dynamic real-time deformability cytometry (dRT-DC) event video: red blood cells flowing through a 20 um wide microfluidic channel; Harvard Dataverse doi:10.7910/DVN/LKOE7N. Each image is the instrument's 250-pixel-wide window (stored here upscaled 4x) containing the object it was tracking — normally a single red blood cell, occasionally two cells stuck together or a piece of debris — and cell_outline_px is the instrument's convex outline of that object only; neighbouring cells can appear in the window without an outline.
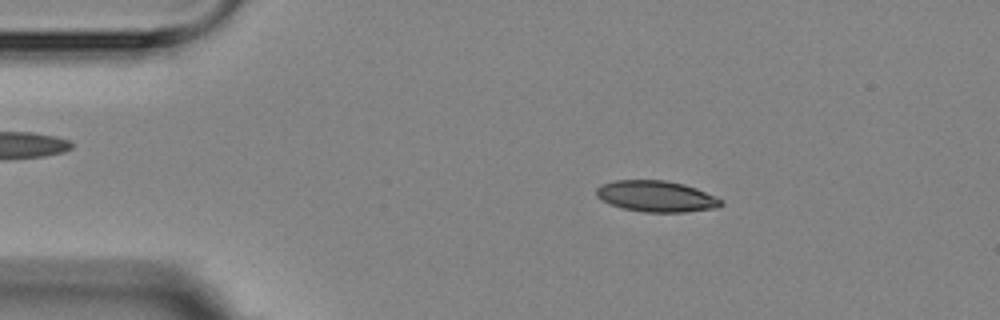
{"species": "Egyptian fruit bat (a non-hibernating species)", "species_latin": "Rousettus aegyptiacus", "temperature_condition": "room temperature", "stored_images_in_passage": 4, "camera_frame_rate_fps": 3000, "um_per_image_px": 0.085, "animal": {"sex": "female"}, "frame": {"image": 1, "passage_image": 3, "time_ms": 3.0, "image_size_px": [1000, 320], "cell_outline_px": [[724, 204], [716, 208], [684, 212], [644, 212], [624, 208], [608, 204], [596, 196], [596, 188], [600, 184], [616, 180], [664, 180], [684, 184], [696, 188], [716, 196], [724, 200]], "centroid_in_image_um": [55.79, 16.68], "position_along_channel_um": 29.2, "area_um2": 22.77}}